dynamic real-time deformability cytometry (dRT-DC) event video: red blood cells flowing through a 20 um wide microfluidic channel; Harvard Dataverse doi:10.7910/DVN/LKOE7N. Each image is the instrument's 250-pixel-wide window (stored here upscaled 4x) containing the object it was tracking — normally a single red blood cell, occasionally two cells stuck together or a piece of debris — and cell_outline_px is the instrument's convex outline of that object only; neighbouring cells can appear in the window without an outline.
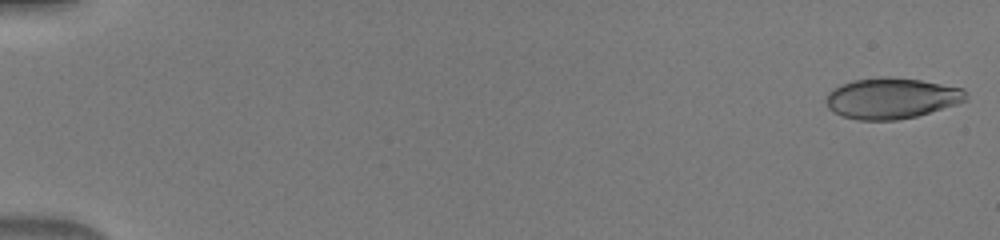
{"species": "human", "species_latin": "Homo sapiens", "temperature_condition": "warm", "stored_images_in_passage": 18, "camera_frame_rate_fps": 3000, "um_per_image_px": 0.085, "donor": {"sex": "male"}, "frame": {"image": 1, "passage_image": 1, "time_ms": 0.0, "image_size_px": [1000, 240], "cell_outline_px": [[968, 100], [956, 104], [916, 116], [896, 120], [860, 120], [844, 116], [828, 108], [828, 92], [832, 88], [840, 84], [852, 80], [880, 76], [888, 76], [920, 80], [964, 88], [968, 92]], "centroid_in_image_um": [75.81, 8.33], "position_along_channel_um": 9.2, "area_um2": 33.29}}
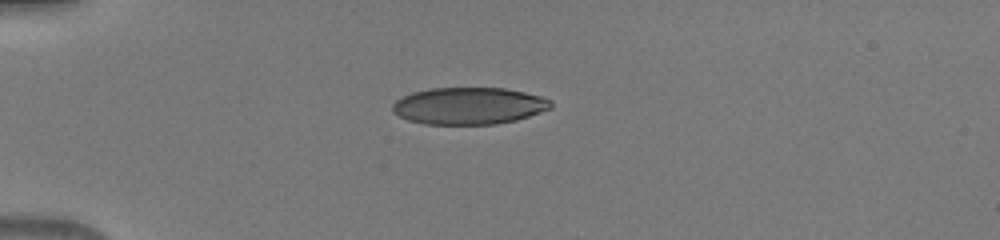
{"frame": {"image": 2, "passage_image": 11, "time_ms": 3.333, "image_size_px": [1000, 240], "cell_outline_px": [[552, 108], [516, 120], [496, 124], [424, 124], [408, 120], [392, 112], [392, 104], [396, 100], [412, 92], [432, 88], [504, 88], [544, 96], [552, 100]], "centroid_in_image_um": [39.87, 8.99], "position_along_channel_um": 45.1, "area_um2": 34.22}}